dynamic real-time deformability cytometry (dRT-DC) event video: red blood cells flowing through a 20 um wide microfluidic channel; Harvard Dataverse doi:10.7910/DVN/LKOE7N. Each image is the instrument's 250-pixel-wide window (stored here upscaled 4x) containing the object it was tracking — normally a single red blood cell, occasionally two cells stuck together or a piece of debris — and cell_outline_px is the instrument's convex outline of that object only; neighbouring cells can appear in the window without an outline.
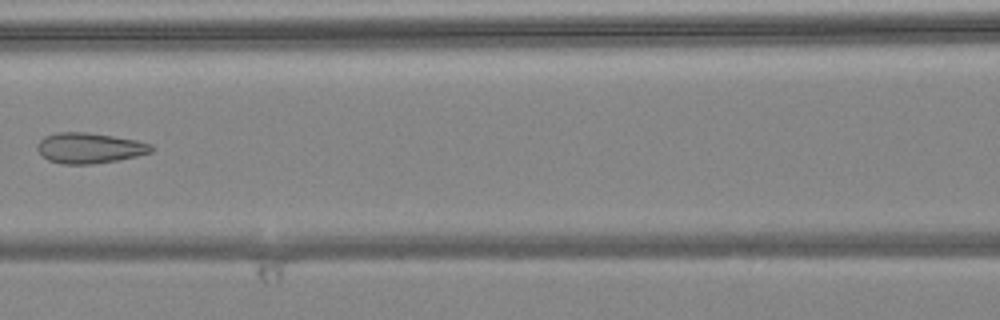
{"species": "common noctule bat (a hibernating species)", "species_latin": "Nyctalus noctula", "temperature_condition": "warm", "stored_images_in_passage": 7, "camera_frame_rate_fps": 3000, "um_per_image_px": 0.085, "animal": {"sex": "female", "body_mass_g": 24.6, "forearm_length_mm": 56.2}, "frame": {"image": 1, "passage_image": 6, "time_ms": 1.667, "image_size_px": [1000, 320], "cell_outline_px": [[152, 152], [136, 156], [116, 160], [92, 164], [60, 164], [48, 160], [36, 148], [36, 144], [44, 136], [56, 132], [88, 132], [136, 140], [152, 144]], "centroid_in_image_um": [7.57, 12.57], "position_along_channel_um": 159.0, "area_um2": 20.23}}
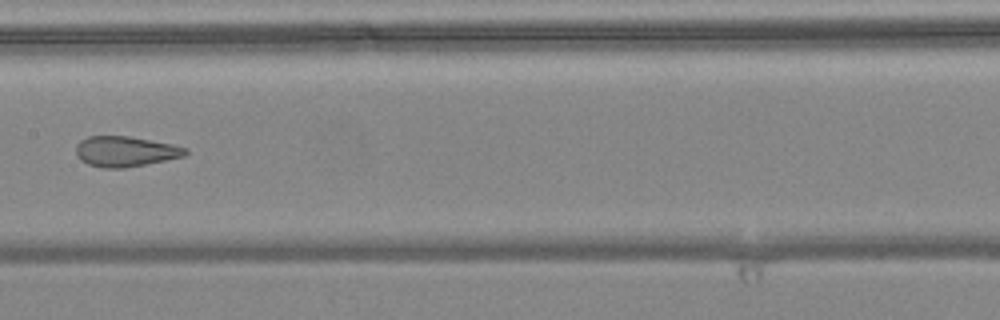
{"frame": {"image": 2, "passage_image": 7, "time_ms": 2.0, "image_size_px": [1000, 320], "cell_outline_px": [[188, 152], [184, 156], [124, 168], [100, 168], [88, 164], [80, 160], [76, 156], [76, 144], [80, 140], [88, 136], [128, 136], [172, 144], [188, 148]], "centroid_in_image_um": [10.61, 12.87], "position_along_channel_um": 196.8, "area_um2": 19.36}}